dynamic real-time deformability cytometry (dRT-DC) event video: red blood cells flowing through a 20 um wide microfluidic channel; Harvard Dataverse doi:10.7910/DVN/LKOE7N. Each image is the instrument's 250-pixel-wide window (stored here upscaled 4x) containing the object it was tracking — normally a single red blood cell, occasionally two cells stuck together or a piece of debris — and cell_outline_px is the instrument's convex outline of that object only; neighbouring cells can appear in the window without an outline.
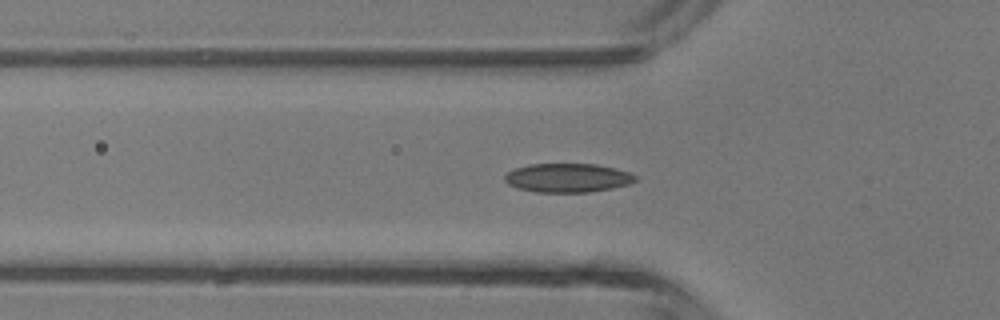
{"species": "common noctule bat (a hibernating species)", "species_latin": "Nyctalus noctula", "temperature_condition": "room temperature", "stored_images_in_passage": 45, "camera_frame_rate_fps": 3000, "um_per_image_px": 0.085, "animal": {"sex": "male", "body_mass_g": 13.3}, "frame": {"image": 1, "passage_image": 14, "time_ms": 4.333, "image_size_px": [1000, 320], "cell_outline_px": [[636, 180], [628, 184], [612, 188], [588, 192], [536, 192], [516, 188], [508, 184], [504, 180], [504, 176], [508, 172], [516, 168], [532, 164], [596, 164], [616, 168], [628, 172], [636, 176]], "centroid_in_image_um": [48.24, 15.12], "position_along_channel_um": 77.6, "area_um2": 21.91}}
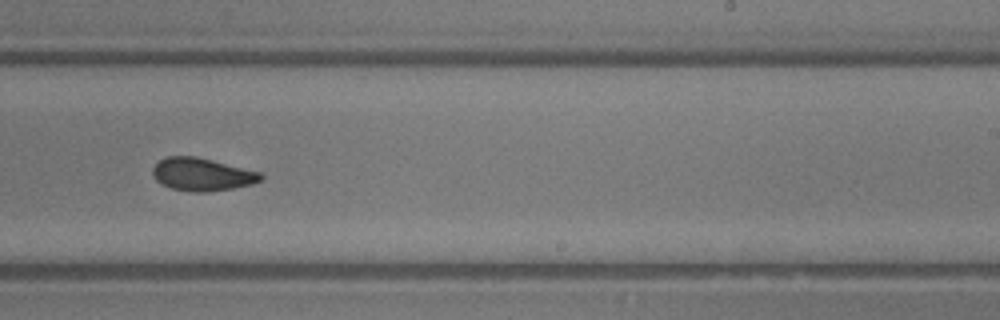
{"frame": {"image": 2, "passage_image": 27, "time_ms": 8.667, "image_size_px": [1000, 320], "cell_outline_px": [[264, 180], [252, 184], [232, 188], [208, 192], [192, 192], [172, 188], [160, 184], [152, 176], [152, 168], [160, 160], [168, 156], [196, 156], [260, 172], [264, 176]], "centroid_in_image_um": [17.17, 14.83], "position_along_channel_um": 271.8, "area_um2": 20.75}}
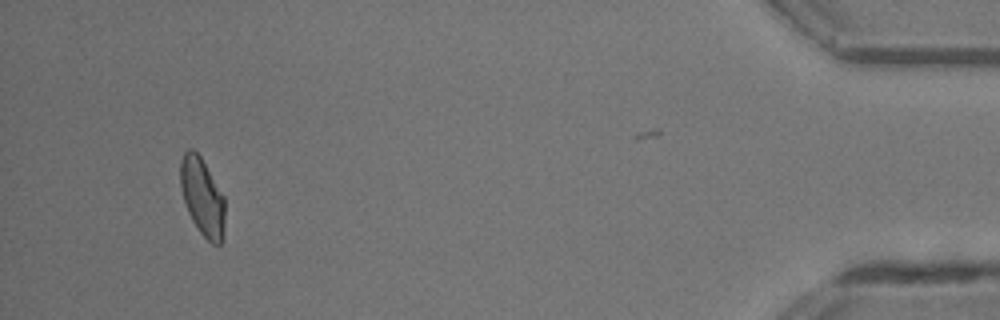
{"frame": {"image": 3, "passage_image": 42, "time_ms": 13.667, "image_size_px": [1000, 320], "cell_outline_px": [[224, 228], [220, 244], [212, 244], [200, 232], [192, 220], [188, 212], [184, 200], [180, 184], [180, 160], [184, 152], [188, 148], [192, 148], [200, 156], [224, 196]], "centroid_in_image_um": [17.18, 16.71], "position_along_channel_um": 418.0, "area_um2": 19.94}, "authors_computed_cell_mechanics": {"area_um2": 20.6924, "velocity_mm_per_s": 4.4657, "shape_relaxation_time_tau1_ms": 3.5135, "shape_relaxation_time_tau2_ms": 2.9982, "deformation_change_tau1": 0.1168, "deformation_change_tau2": 0.0861}}